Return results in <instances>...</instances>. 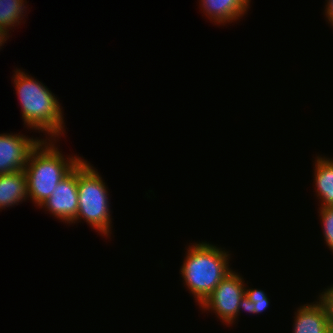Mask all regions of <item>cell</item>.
<instances>
[{"label": "cell", "instance_id": "obj_14", "mask_svg": "<svg viewBox=\"0 0 333 333\" xmlns=\"http://www.w3.org/2000/svg\"><path fill=\"white\" fill-rule=\"evenodd\" d=\"M317 215L321 224L324 244L333 254V206L318 207Z\"/></svg>", "mask_w": 333, "mask_h": 333}, {"label": "cell", "instance_id": "obj_9", "mask_svg": "<svg viewBox=\"0 0 333 333\" xmlns=\"http://www.w3.org/2000/svg\"><path fill=\"white\" fill-rule=\"evenodd\" d=\"M315 298L313 302L300 303L294 310L291 333H326L330 329L326 309Z\"/></svg>", "mask_w": 333, "mask_h": 333}, {"label": "cell", "instance_id": "obj_13", "mask_svg": "<svg viewBox=\"0 0 333 333\" xmlns=\"http://www.w3.org/2000/svg\"><path fill=\"white\" fill-rule=\"evenodd\" d=\"M248 284V281H246L245 295L241 299L238 308V320L243 312L253 316L263 315V312L268 310L270 307L269 305H271V299L269 298L270 296H268L267 291L265 292V290H262L261 288H254L252 284L248 286Z\"/></svg>", "mask_w": 333, "mask_h": 333}, {"label": "cell", "instance_id": "obj_7", "mask_svg": "<svg viewBox=\"0 0 333 333\" xmlns=\"http://www.w3.org/2000/svg\"><path fill=\"white\" fill-rule=\"evenodd\" d=\"M34 136L11 131L0 133V175L25 168L31 151L43 139Z\"/></svg>", "mask_w": 333, "mask_h": 333}, {"label": "cell", "instance_id": "obj_4", "mask_svg": "<svg viewBox=\"0 0 333 333\" xmlns=\"http://www.w3.org/2000/svg\"><path fill=\"white\" fill-rule=\"evenodd\" d=\"M78 212L70 224L86 223L106 240L113 232L110 189L98 169L87 159L78 164ZM110 198V199H109ZM83 220V221H82ZM113 230V231H112Z\"/></svg>", "mask_w": 333, "mask_h": 333}, {"label": "cell", "instance_id": "obj_17", "mask_svg": "<svg viewBox=\"0 0 333 333\" xmlns=\"http://www.w3.org/2000/svg\"><path fill=\"white\" fill-rule=\"evenodd\" d=\"M12 34H10L7 30L3 29L0 27V51L1 49H3L4 44L7 43L6 41L8 39H10L9 37L12 38L11 36Z\"/></svg>", "mask_w": 333, "mask_h": 333}, {"label": "cell", "instance_id": "obj_10", "mask_svg": "<svg viewBox=\"0 0 333 333\" xmlns=\"http://www.w3.org/2000/svg\"><path fill=\"white\" fill-rule=\"evenodd\" d=\"M312 159V187L319 207L333 206V157L317 154ZM314 160V161H313ZM315 192V193H314Z\"/></svg>", "mask_w": 333, "mask_h": 333}, {"label": "cell", "instance_id": "obj_1", "mask_svg": "<svg viewBox=\"0 0 333 333\" xmlns=\"http://www.w3.org/2000/svg\"><path fill=\"white\" fill-rule=\"evenodd\" d=\"M14 69L11 81L20 103L24 128L42 133L43 139L64 138L67 125L60 98L45 83L28 74L26 69Z\"/></svg>", "mask_w": 333, "mask_h": 333}, {"label": "cell", "instance_id": "obj_12", "mask_svg": "<svg viewBox=\"0 0 333 333\" xmlns=\"http://www.w3.org/2000/svg\"><path fill=\"white\" fill-rule=\"evenodd\" d=\"M27 4L26 0H0V27L11 33L24 24L29 13Z\"/></svg>", "mask_w": 333, "mask_h": 333}, {"label": "cell", "instance_id": "obj_8", "mask_svg": "<svg viewBox=\"0 0 333 333\" xmlns=\"http://www.w3.org/2000/svg\"><path fill=\"white\" fill-rule=\"evenodd\" d=\"M200 12L214 25L238 24L248 15L251 3L248 0H198Z\"/></svg>", "mask_w": 333, "mask_h": 333}, {"label": "cell", "instance_id": "obj_16", "mask_svg": "<svg viewBox=\"0 0 333 333\" xmlns=\"http://www.w3.org/2000/svg\"><path fill=\"white\" fill-rule=\"evenodd\" d=\"M325 5L323 6V15L327 22V24L332 28L333 30V0H325Z\"/></svg>", "mask_w": 333, "mask_h": 333}, {"label": "cell", "instance_id": "obj_15", "mask_svg": "<svg viewBox=\"0 0 333 333\" xmlns=\"http://www.w3.org/2000/svg\"><path fill=\"white\" fill-rule=\"evenodd\" d=\"M318 292L316 297L323 303L330 322V327L333 328V283L326 286V288H322Z\"/></svg>", "mask_w": 333, "mask_h": 333}, {"label": "cell", "instance_id": "obj_18", "mask_svg": "<svg viewBox=\"0 0 333 333\" xmlns=\"http://www.w3.org/2000/svg\"><path fill=\"white\" fill-rule=\"evenodd\" d=\"M326 333H333V328L330 327V329Z\"/></svg>", "mask_w": 333, "mask_h": 333}, {"label": "cell", "instance_id": "obj_2", "mask_svg": "<svg viewBox=\"0 0 333 333\" xmlns=\"http://www.w3.org/2000/svg\"><path fill=\"white\" fill-rule=\"evenodd\" d=\"M198 241L191 240L192 243L186 244L179 269L182 278L179 279L192 296L195 306L199 307L233 269L230 263L233 254L230 249L217 243Z\"/></svg>", "mask_w": 333, "mask_h": 333}, {"label": "cell", "instance_id": "obj_5", "mask_svg": "<svg viewBox=\"0 0 333 333\" xmlns=\"http://www.w3.org/2000/svg\"><path fill=\"white\" fill-rule=\"evenodd\" d=\"M242 273L232 269L198 307L200 312L215 315L223 326L238 325V308L245 295L246 281ZM236 324V325H235Z\"/></svg>", "mask_w": 333, "mask_h": 333}, {"label": "cell", "instance_id": "obj_11", "mask_svg": "<svg viewBox=\"0 0 333 333\" xmlns=\"http://www.w3.org/2000/svg\"><path fill=\"white\" fill-rule=\"evenodd\" d=\"M29 201L27 178L23 170L0 175V212Z\"/></svg>", "mask_w": 333, "mask_h": 333}, {"label": "cell", "instance_id": "obj_6", "mask_svg": "<svg viewBox=\"0 0 333 333\" xmlns=\"http://www.w3.org/2000/svg\"><path fill=\"white\" fill-rule=\"evenodd\" d=\"M77 181L78 165L58 183L51 196L37 209H43L50 217L70 226L78 212Z\"/></svg>", "mask_w": 333, "mask_h": 333}, {"label": "cell", "instance_id": "obj_3", "mask_svg": "<svg viewBox=\"0 0 333 333\" xmlns=\"http://www.w3.org/2000/svg\"><path fill=\"white\" fill-rule=\"evenodd\" d=\"M61 139H42L31 151L24 168L29 201L38 208L53 193L54 188L84 158L65 155L60 149Z\"/></svg>", "mask_w": 333, "mask_h": 333}]
</instances>
